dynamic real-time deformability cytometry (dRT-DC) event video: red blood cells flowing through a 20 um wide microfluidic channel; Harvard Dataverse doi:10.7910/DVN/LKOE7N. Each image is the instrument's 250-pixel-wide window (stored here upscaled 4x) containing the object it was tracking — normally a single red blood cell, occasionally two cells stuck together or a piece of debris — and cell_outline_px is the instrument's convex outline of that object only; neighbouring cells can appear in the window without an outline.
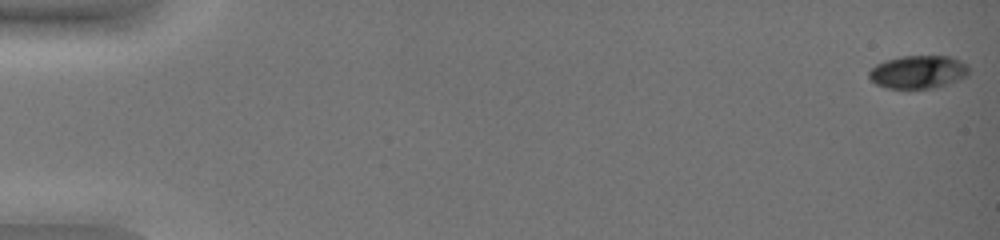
{"species": "common noctule bat (a hibernating species)", "species_latin": "Nyctalus noctula", "temperature_condition": "warm", "stored_images_in_passage": 53, "camera_frame_rate_fps": 3000, "um_per_image_px": 0.085, "animal": {"sex": "female", "body_mass_g": 19.0, "forearm_length_mm": 51.5}, "frame": {"image": 1, "passage_image": 1, "time_ms": 0.0, "image_size_px": [1000, 240], "cell_outline_px": [[968, 76], [948, 84], [932, 88], [888, 88], [876, 84], [868, 76], [868, 72], [876, 64], [884, 60], [900, 56], [948, 56], [960, 60], [968, 64]], "centroid_in_image_um": [78.05, 6.11], "position_along_channel_um": 7.0, "area_um2": 19.31}}
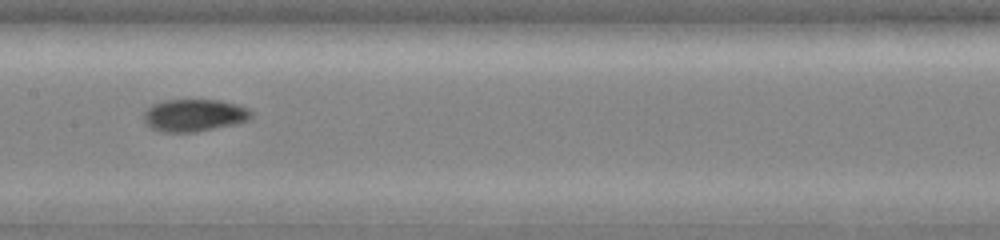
{"frame": {"image": 2, "passage_image": 30, "time_ms": 9.667, "image_size_px": [1000, 240], "cell_outline_px": [[252, 116], [248, 120], [236, 124], [196, 132], [160, 132], [152, 128], [144, 120], [144, 112], [152, 104], [164, 100], [220, 100], [240, 104], [248, 108], [252, 112]], "centroid_in_image_um": [16.54, 9.79], "position_along_channel_um": 190.9, "area_um2": 20.4}}
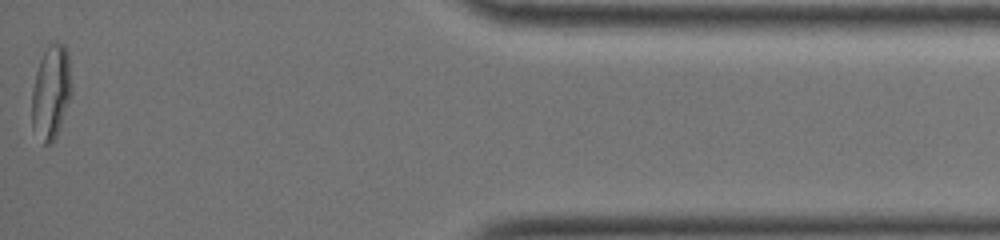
{"frame": {"image": 3, "passage_image": 53, "time_ms": 17.333, "image_size_px": [1000, 240], "cell_outline_px": [[72, 92], [56, 136], [52, 144], [44, 144], [32, 128], [32, 88], [36, 72], [40, 60], [48, 44], [52, 40], [56, 40], [64, 44], [68, 48], [72, 88]], "centroid_in_image_um": [4.35, 7.77], "position_along_channel_um": 430.9, "area_um2": 22.02}, "authors_computed_cell_mechanics": {"area_um2": 19.941, "velocity_mm_per_s": 3.7598, "shape_relaxation_time_tau1_ms": 8.3886, "shape_relaxation_time_tau2_ms": 1.5095, "deformation_change_tau1": 0.2456, "deformation_change_tau2": 0.0313}}